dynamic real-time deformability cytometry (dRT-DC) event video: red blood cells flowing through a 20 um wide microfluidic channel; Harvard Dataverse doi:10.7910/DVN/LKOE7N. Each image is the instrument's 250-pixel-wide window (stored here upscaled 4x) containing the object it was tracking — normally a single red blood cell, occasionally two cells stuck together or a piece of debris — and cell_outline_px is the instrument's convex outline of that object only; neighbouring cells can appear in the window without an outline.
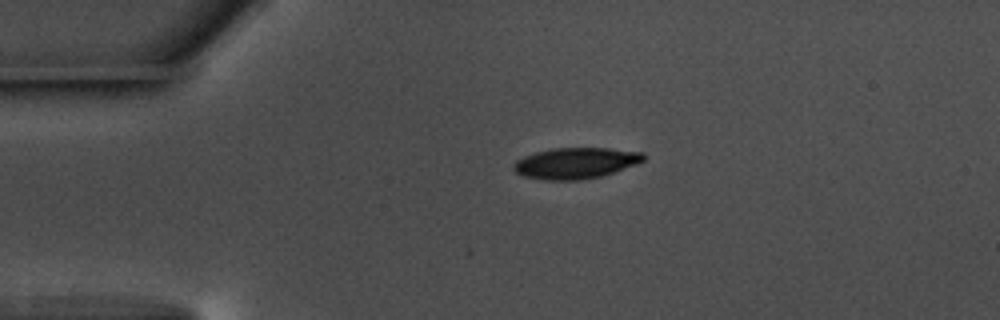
{"species": "common noctule bat (a hibernating species)", "species_latin": "Nyctalus noctula", "temperature_condition": "warm", "stored_images_in_passage": 45, "camera_frame_rate_fps": 3000, "um_per_image_px": 0.085, "animal": {"sex": "male", "body_mass_g": 17.5, "forearm_length_mm": 52.3}, "frame": {"image": 1, "passage_image": 1, "time_ms": 0.0, "image_size_px": [1000, 320], "cell_outline_px": [[644, 160], [636, 164], [600, 176], [580, 180], [544, 180], [524, 176], [516, 172], [512, 168], [512, 164], [516, 160], [524, 156], [536, 152], [552, 148], [608, 148], [644, 152]], "centroid_in_image_um": [48.9, 13.86], "position_along_channel_um": 36.1, "area_um2": 23.41}}
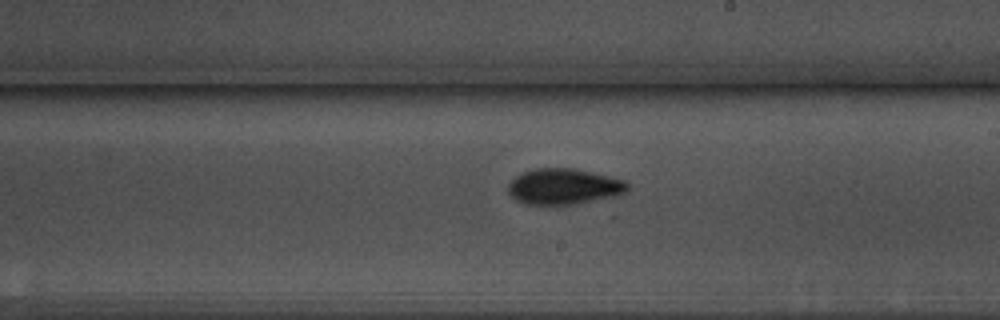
{"frame": {"image": 2, "passage_image": 21, "time_ms": 6.667, "image_size_px": [1000, 320], "cell_outline_px": [[628, 192], [616, 196], [576, 204], [524, 204], [516, 200], [508, 192], [508, 184], [516, 176], [524, 172], [536, 168], [572, 168], [592, 172], [628, 180]], "centroid_in_image_um": [47.97, 15.85], "position_along_channel_um": 241.0, "area_um2": 25.03}}
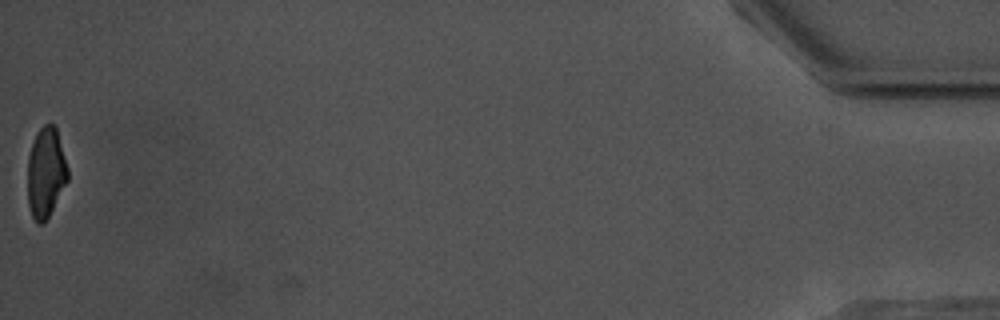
{"frame": {"image": 3, "passage_image": 45, "time_ms": 14.667, "image_size_px": [1000, 320], "cell_outline_px": [[68, 180], [48, 216], [40, 224], [36, 224], [32, 216], [28, 204], [28, 156], [36, 132], [44, 124], [52, 124], [56, 128], [68, 168]], "centroid_in_image_um": [3.88, 14.66], "position_along_channel_um": 431.3, "area_um2": 20.87}, "authors_computed_cell_mechanics": {"area_um2": 23.5824, "velocity_mm_per_s": 3.6345, "shape_relaxation_time_tau1_ms": 2.8186, "shape_relaxation_time_tau2_ms": 4.8895, "deformation_change_tau1": 0.1428, "deformation_change_tau2": 0.0864}}